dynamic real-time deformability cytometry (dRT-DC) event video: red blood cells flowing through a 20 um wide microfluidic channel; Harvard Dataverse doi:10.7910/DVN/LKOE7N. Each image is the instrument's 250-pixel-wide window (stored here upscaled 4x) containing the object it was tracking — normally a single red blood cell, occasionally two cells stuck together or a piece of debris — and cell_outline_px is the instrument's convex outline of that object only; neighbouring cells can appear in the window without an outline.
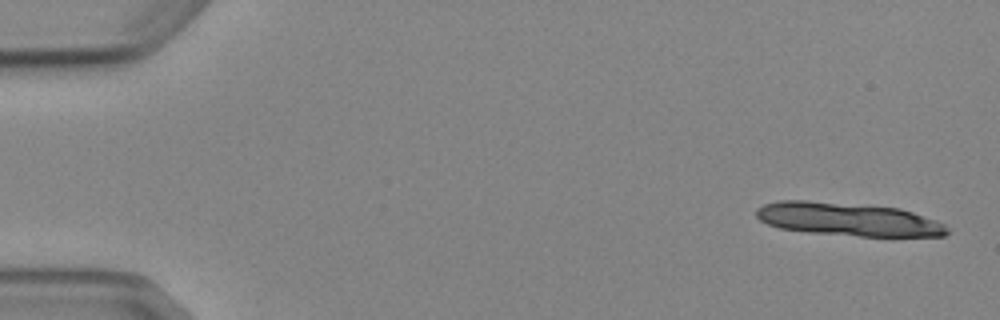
{"species": "Egyptian fruit bat (a non-hibernating species)", "species_latin": "Rousettus aegyptiacus", "temperature_condition": "cold", "stored_images_in_passage": 5, "camera_frame_rate_fps": 3000, "um_per_image_px": 0.085, "animal": {"sex": "female"}, "frame": {"image": 1, "passage_image": 1, "time_ms": 0.0, "image_size_px": [1000, 320], "cell_outline_px": [[948, 232], [944, 236], [860, 236], [808, 232], [780, 228], [768, 224], [760, 220], [756, 216], [756, 208], [764, 204], [780, 200], [804, 200], [900, 208], [936, 220], [944, 224], [948, 228]], "centroid_in_image_um": [72.07, 18.64], "position_along_channel_um": 12.9, "area_um2": 36.7}}
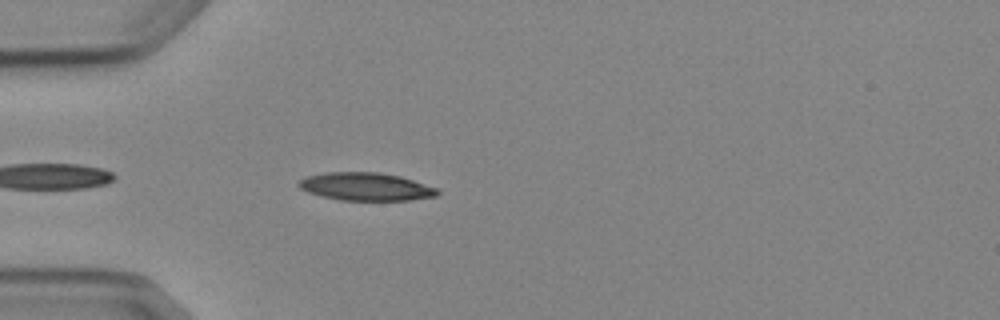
{"frame": {"image": 2, "passage_image": 5, "time_ms": 4.667, "image_size_px": [1000, 320], "cell_outline_px": [[440, 192], [436, 196], [408, 200], [340, 200], [308, 192], [300, 188], [296, 184], [300, 180], [308, 176], [324, 172], [380, 172], [400, 176], [436, 188]], "centroid_in_image_um": [31.08, 15.86], "position_along_channel_um": 53.9, "area_um2": 22.37}}